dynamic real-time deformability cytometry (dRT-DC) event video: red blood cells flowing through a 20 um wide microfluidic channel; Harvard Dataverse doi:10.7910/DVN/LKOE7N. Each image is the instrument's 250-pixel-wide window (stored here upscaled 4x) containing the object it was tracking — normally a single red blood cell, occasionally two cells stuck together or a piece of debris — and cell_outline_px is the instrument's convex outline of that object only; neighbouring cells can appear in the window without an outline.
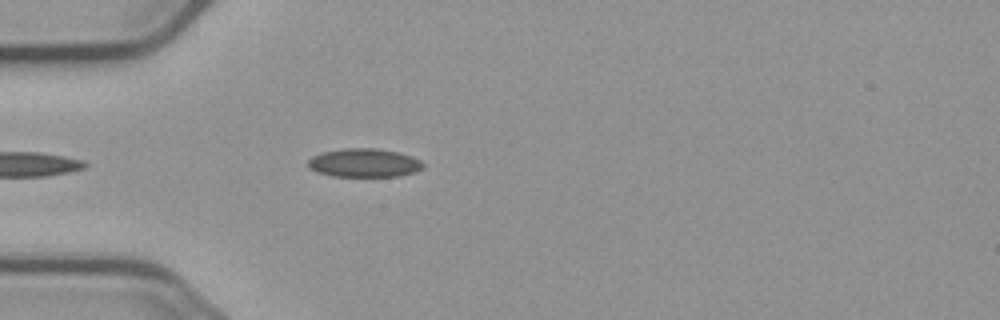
{"species": "common noctule bat (a hibernating species)", "species_latin": "Nyctalus noctula", "temperature_condition": "cold", "stored_images_in_passage": 5, "camera_frame_rate_fps": 3000, "um_per_image_px": 0.085, "animal": {"sex": "male", "body_mass_g": 23.1, "forearm_length_mm": 52.7}, "frame": {"image": 1, "passage_image": 5, "time_ms": 4.667, "image_size_px": [1000, 320], "cell_outline_px": [[424, 168], [412, 172], [396, 176], [332, 176], [316, 172], [308, 168], [308, 160], [312, 156], [324, 152], [344, 148], [376, 148], [400, 152], [412, 156], [420, 160], [424, 164]], "centroid_in_image_um": [30.94, 13.83], "position_along_channel_um": 54.1, "area_um2": 19.19}}